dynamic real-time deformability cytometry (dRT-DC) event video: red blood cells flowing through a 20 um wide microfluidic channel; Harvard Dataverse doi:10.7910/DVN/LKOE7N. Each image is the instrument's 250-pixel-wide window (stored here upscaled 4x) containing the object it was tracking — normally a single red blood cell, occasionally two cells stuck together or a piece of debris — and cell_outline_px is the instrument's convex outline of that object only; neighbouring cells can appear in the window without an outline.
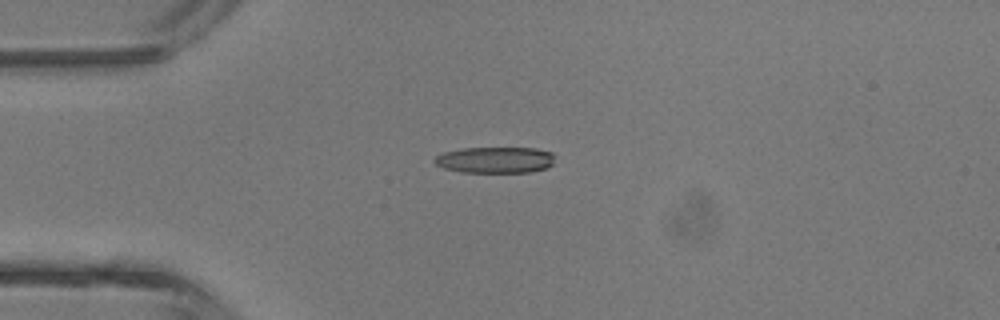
{"species": "common noctule bat (a hibernating species)", "species_latin": "Nyctalus noctula", "temperature_condition": "room temperature", "stored_images_in_passage": 1, "camera_frame_rate_fps": 3000, "um_per_image_px": 0.085, "animal": {"sex": "male", "body_mass_g": 13.3}, "frame": {"image": 1, "passage_image": 1, "time_ms": 0.0, "image_size_px": [1000, 320], "cell_outline_px": [[552, 164], [548, 168], [528, 172], [464, 172], [444, 168], [436, 164], [432, 160], [436, 156], [444, 152], [464, 148], [536, 148], [552, 152]], "centroid_in_image_um": [42.08, 13.59], "position_along_channel_um": 42.9, "area_um2": 18.26}}